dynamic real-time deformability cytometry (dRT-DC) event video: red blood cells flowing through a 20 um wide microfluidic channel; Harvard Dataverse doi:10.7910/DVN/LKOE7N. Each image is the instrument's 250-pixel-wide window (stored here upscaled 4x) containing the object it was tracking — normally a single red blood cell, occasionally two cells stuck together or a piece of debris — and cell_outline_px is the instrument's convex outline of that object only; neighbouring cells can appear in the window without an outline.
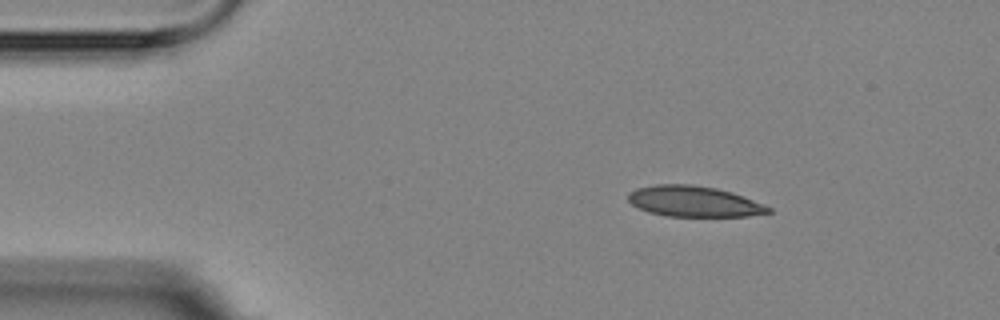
{"species": "Egyptian fruit bat (a non-hibernating species)", "species_latin": "Rousettus aegyptiacus", "temperature_condition": "room temperature", "stored_images_in_passage": 3, "camera_frame_rate_fps": 3000, "um_per_image_px": 0.085, "animal": {"sex": "female"}, "frame": {"image": 1, "passage_image": 1, "time_ms": 0.0, "image_size_px": [1000, 320], "cell_outline_px": [[772, 212], [748, 216], [668, 216], [648, 212], [632, 204], [628, 200], [628, 192], [636, 188], [656, 184], [692, 184], [716, 188], [732, 192], [764, 204], [772, 208]], "centroid_in_image_um": [58.98, 17.11], "position_along_channel_um": 26.0, "area_um2": 25.14}}